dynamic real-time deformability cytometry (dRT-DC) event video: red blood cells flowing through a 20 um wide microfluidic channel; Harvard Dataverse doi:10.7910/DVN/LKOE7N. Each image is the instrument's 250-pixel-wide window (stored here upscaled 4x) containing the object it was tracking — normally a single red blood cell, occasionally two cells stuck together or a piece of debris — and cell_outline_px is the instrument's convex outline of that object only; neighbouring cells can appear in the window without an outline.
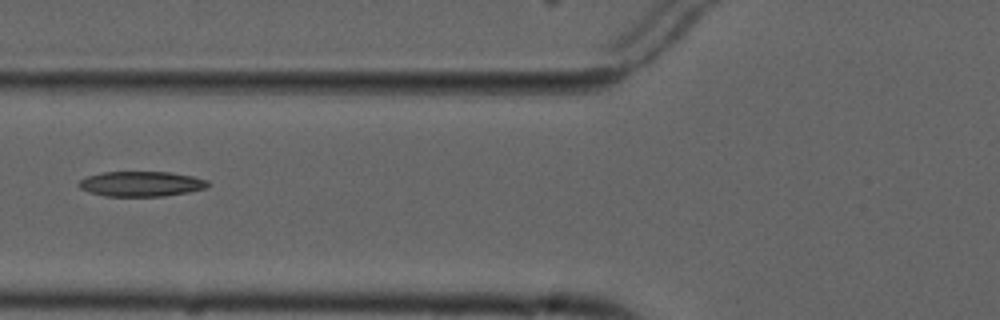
{"species": "common noctule bat (a hibernating species)", "species_latin": "Nyctalus noctula", "temperature_condition": "cold", "stored_images_in_passage": 7, "camera_frame_rate_fps": 3000, "um_per_image_px": 0.085, "animal": {"sex": "male", "forearm_length_mm": 52.5}, "frame": {"image": 1, "passage_image": 6, "time_ms": 6.0, "image_size_px": [1000, 320], "cell_outline_px": [[212, 184], [208, 188], [188, 192], [164, 196], [104, 196], [88, 192], [80, 188], [76, 184], [80, 180], [88, 176], [100, 172], [172, 172], [192, 176], [208, 180]], "centroid_in_image_um": [12.02, 15.63], "position_along_channel_um": 113.8, "area_um2": 19.13}}
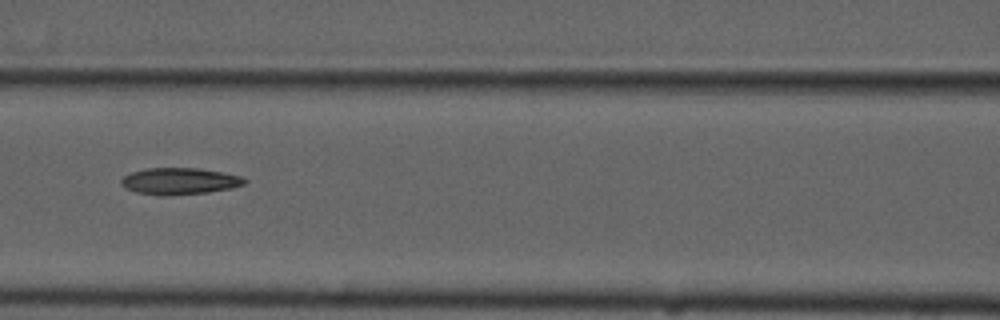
{"frame": {"image": 2, "passage_image": 7, "time_ms": 7.0, "image_size_px": [1000, 320], "cell_outline_px": [[248, 180], [244, 184], [232, 188], [208, 192], [164, 196], [160, 196], [136, 192], [124, 188], [120, 184], [120, 180], [124, 176], [132, 172], [148, 168], [196, 168], [220, 172], [240, 176]], "centroid_in_image_um": [15.22, 15.41], "position_along_channel_um": 151.4, "area_um2": 19.13}}